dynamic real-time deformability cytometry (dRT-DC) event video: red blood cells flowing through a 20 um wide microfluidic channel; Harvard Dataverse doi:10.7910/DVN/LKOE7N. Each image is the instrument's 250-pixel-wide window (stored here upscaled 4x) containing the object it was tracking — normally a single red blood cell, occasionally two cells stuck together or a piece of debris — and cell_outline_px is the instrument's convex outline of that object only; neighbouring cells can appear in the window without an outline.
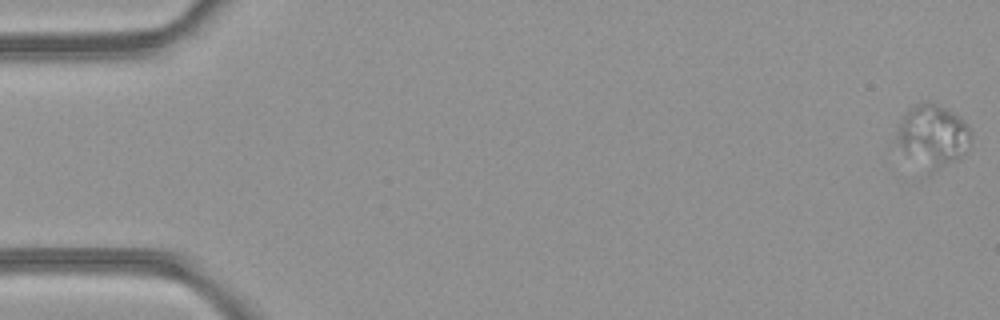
{"species": "common noctule bat (a hibernating species)", "species_latin": "Nyctalus noctula", "temperature_condition": "room temperature", "stored_images_in_passage": 50, "segment_of_instrument_passage": [1, 2], "camera_frame_rate_fps": 3000, "um_per_image_px": 0.085, "animal": {"sex": "female", "body_mass_g": 21.9}, "frame": {"image": 1, "passage_image": 1, "time_ms": 0.0, "image_size_px": [1000, 320], "cell_outline_px": [[972, 136], [964, 152], [960, 156], [928, 176], [924, 176], [896, 140], [896, 136], [900, 124], [908, 108], [916, 104], [928, 100], [948, 108], [968, 124], [972, 132]], "centroid_in_image_um": [79.28, 11.57], "position_along_channel_um": 5.7, "area_um2": 27.28}}
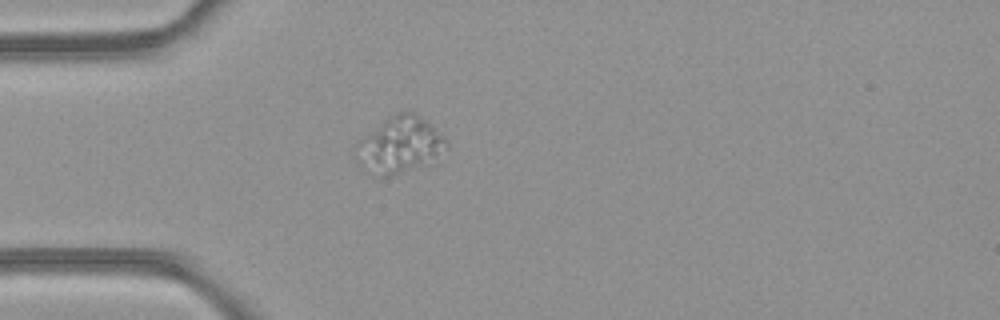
{"frame": {"image": 2, "passage_image": 15, "time_ms": 4.667, "image_size_px": [1000, 320], "cell_outline_px": [[448, 148], [440, 164], [392, 176], [372, 176], [364, 172], [352, 148], [356, 140], [388, 116], [396, 112], [412, 112], [424, 120], [444, 136], [448, 140]], "centroid_in_image_um": [34.0, 12.41], "position_along_channel_um": 51.0, "area_um2": 31.5}}